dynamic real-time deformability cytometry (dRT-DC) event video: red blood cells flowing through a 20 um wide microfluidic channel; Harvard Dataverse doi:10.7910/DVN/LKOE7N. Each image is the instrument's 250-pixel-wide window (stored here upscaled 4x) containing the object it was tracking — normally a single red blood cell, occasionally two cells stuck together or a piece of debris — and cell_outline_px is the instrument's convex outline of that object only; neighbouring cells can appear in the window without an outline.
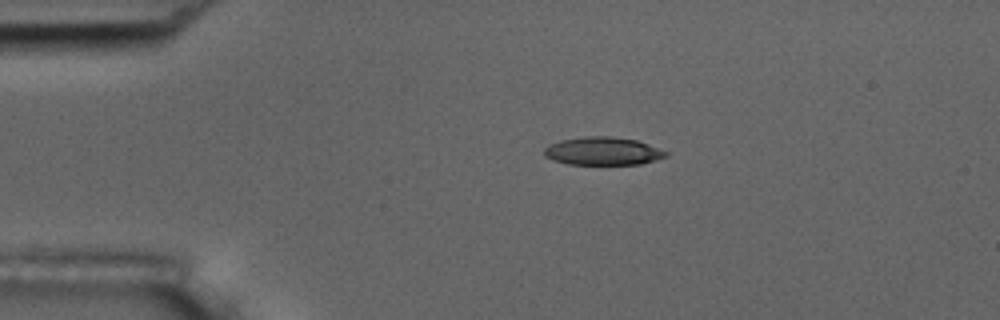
{"species": "common noctule bat (a hibernating species)", "species_latin": "Nyctalus noctula", "temperature_condition": "room temperature", "stored_images_in_passage": 45, "camera_frame_rate_fps": 3000, "um_per_image_px": 0.085, "animal": {"sex": "male", "body_mass_g": 17.5, "forearm_length_mm": 52.3}, "frame": {"image": 1, "passage_image": 1, "time_ms": 0.0, "image_size_px": [1000, 320], "cell_outline_px": [[668, 156], [656, 160], [640, 164], [568, 164], [552, 160], [544, 156], [544, 148], [548, 144], [560, 140], [584, 136], [608, 136], [636, 140], [648, 144], [668, 152]], "centroid_in_image_um": [51.21, 12.84], "position_along_channel_um": 33.8, "area_um2": 19.94}}
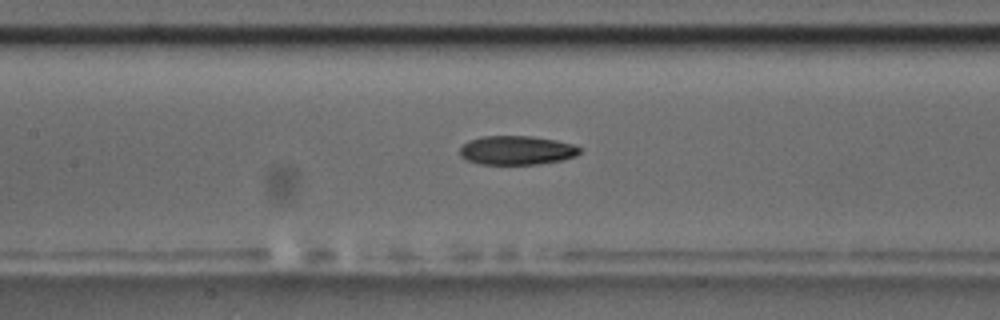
{"frame": {"image": 2, "passage_image": 15, "time_ms": 4.667, "image_size_px": [1000, 320], "cell_outline_px": [[580, 152], [576, 156], [564, 160], [536, 164], [480, 164], [468, 160], [460, 156], [460, 148], [468, 140], [480, 136], [532, 136], [556, 140], [572, 144], [580, 148]], "centroid_in_image_um": [43.91, 12.77], "position_along_channel_um": 163.5, "area_um2": 20.29}}
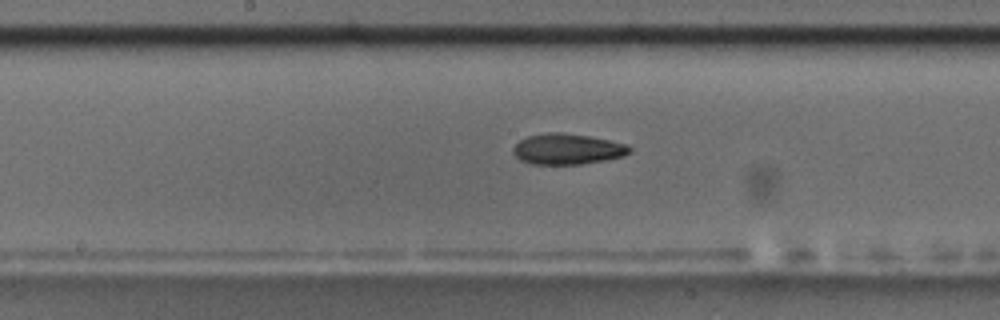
{"frame": {"image": 3, "passage_image": 18, "time_ms": 5.667, "image_size_px": [1000, 320], "cell_outline_px": [[632, 152], [624, 156], [608, 160], [580, 164], [528, 164], [520, 160], [512, 152], [512, 148], [520, 140], [528, 136], [548, 132], [564, 132], [588, 136], [628, 144], [632, 148]], "centroid_in_image_um": [48.25, 12.67], "position_along_channel_um": 200.0, "area_um2": 21.1}, "authors_computed_cell_mechanics": {"area_um2": 20.8658, "velocity_mm_per_s": 3.6771, "shape_relaxation_time_tau1_ms": 10.5735, "shape_relaxation_time_tau2_ms": 4.577, "deformation_change_tau1": 0.231, "deformation_change_tau2": 0.1268}}